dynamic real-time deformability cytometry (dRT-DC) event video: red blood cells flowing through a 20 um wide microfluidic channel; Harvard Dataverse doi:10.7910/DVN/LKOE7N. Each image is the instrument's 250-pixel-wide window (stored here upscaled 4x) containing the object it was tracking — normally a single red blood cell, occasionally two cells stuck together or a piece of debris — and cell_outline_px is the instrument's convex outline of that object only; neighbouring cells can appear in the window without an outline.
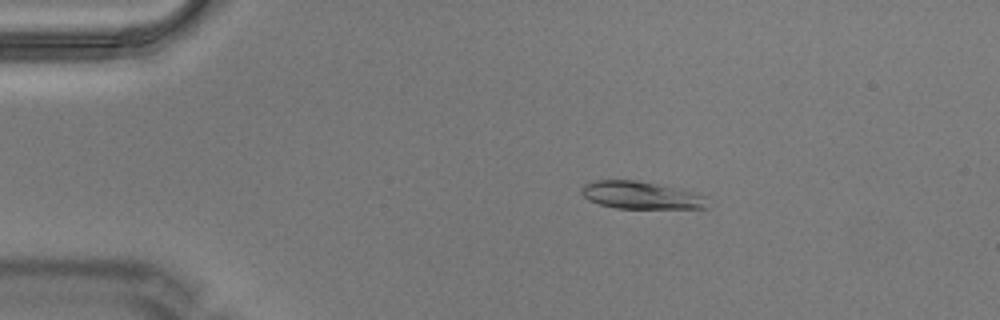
{"species": "Egyptian fruit bat (a non-hibernating species)", "species_latin": "Rousettus aegyptiacus", "temperature_condition": "warm", "stored_images_in_passage": 8, "camera_frame_rate_fps": 3000, "um_per_image_px": 0.085, "animal": {"sex": "male"}, "frame": {"image": 1, "passage_image": 3, "time_ms": 0.667, "image_size_px": [1000, 320], "cell_outline_px": [[708, 208], [616, 208], [600, 204], [588, 200], [580, 192], [580, 188], [584, 184], [596, 180], [636, 180], [656, 184], [704, 196]], "centroid_in_image_um": [54.37, 16.6], "position_along_channel_um": 30.6, "area_um2": 19.71}}